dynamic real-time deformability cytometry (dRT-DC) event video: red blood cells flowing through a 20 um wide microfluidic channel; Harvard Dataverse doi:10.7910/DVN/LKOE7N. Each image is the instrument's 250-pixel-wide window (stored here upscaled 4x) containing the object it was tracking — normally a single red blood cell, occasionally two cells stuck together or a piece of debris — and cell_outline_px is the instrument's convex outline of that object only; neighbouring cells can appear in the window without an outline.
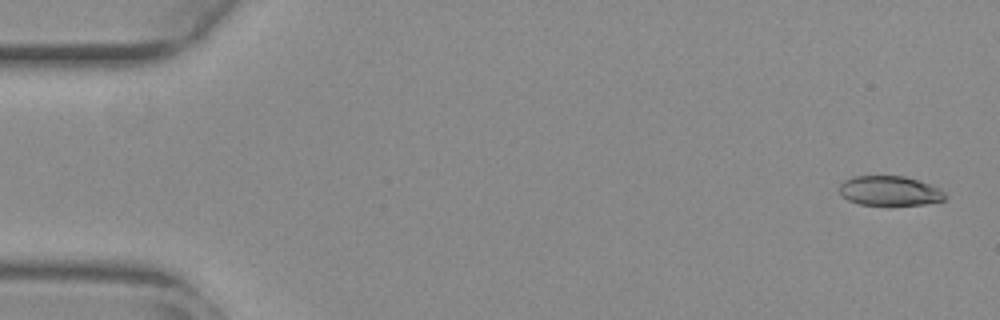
{"species": "common noctule bat (a hibernating species)", "species_latin": "Nyctalus noctula", "temperature_condition": "warm", "stored_images_in_passage": 54, "camera_frame_rate_fps": 3000, "um_per_image_px": 0.085, "animal": {"sex": "female", "body_mass_g": 29.2, "forearm_length_mm": 56.3}, "frame": {"image": 1, "passage_image": 2, "time_ms": 0.333, "image_size_px": [1000, 320], "cell_outline_px": [[948, 196], [944, 200], [924, 204], [888, 208], [860, 204], [848, 200], [840, 196], [840, 184], [844, 180], [852, 176], [904, 176], [940, 188]], "centroid_in_image_um": [75.61, 16.27], "position_along_channel_um": 9.4, "area_um2": 19.02}}
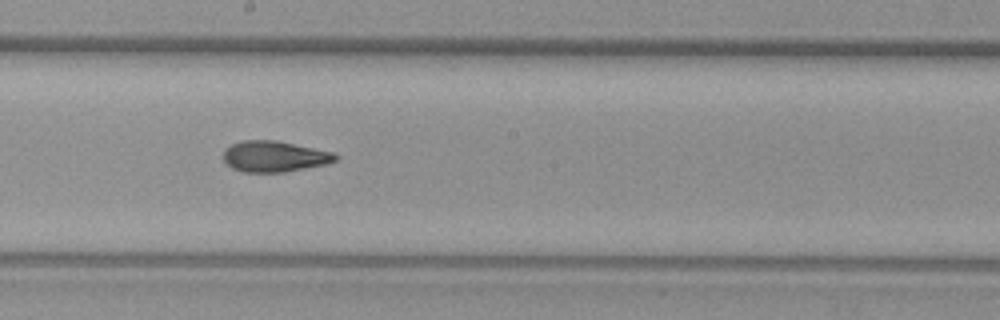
{"frame": {"image": 2, "passage_image": 30, "time_ms": 9.667, "image_size_px": [1000, 320], "cell_outline_px": [[340, 156], [336, 160], [328, 164], [284, 172], [244, 172], [232, 168], [224, 160], [224, 148], [240, 140], [276, 140], [336, 152]], "centroid_in_image_um": [23.37, 13.29], "position_along_channel_um": 224.8, "area_um2": 20.46}}
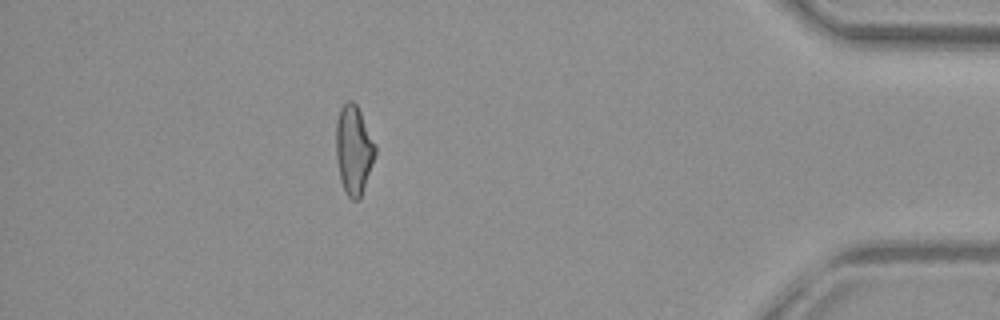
{"frame": {"image": 3, "passage_image": 48, "time_ms": 15.667, "image_size_px": [1000, 320], "cell_outline_px": [[376, 152], [360, 200], [352, 200], [348, 196], [340, 180], [336, 160], [336, 120], [340, 108], [348, 100], [352, 100], [356, 104], [376, 144]], "centroid_in_image_um": [30.05, 12.73], "position_along_channel_um": 405.1, "area_um2": 20.35}, "authors_computed_cell_mechanics": {"area_um2": 20.2011, "velocity_mm_per_s": 3.8497, "shape_relaxation_time_tau1_ms": null, "shape_relaxation_time_tau2_ms": 2.5911, "deformation_change_tau1": null, "deformation_change_tau2": 0.1013}}